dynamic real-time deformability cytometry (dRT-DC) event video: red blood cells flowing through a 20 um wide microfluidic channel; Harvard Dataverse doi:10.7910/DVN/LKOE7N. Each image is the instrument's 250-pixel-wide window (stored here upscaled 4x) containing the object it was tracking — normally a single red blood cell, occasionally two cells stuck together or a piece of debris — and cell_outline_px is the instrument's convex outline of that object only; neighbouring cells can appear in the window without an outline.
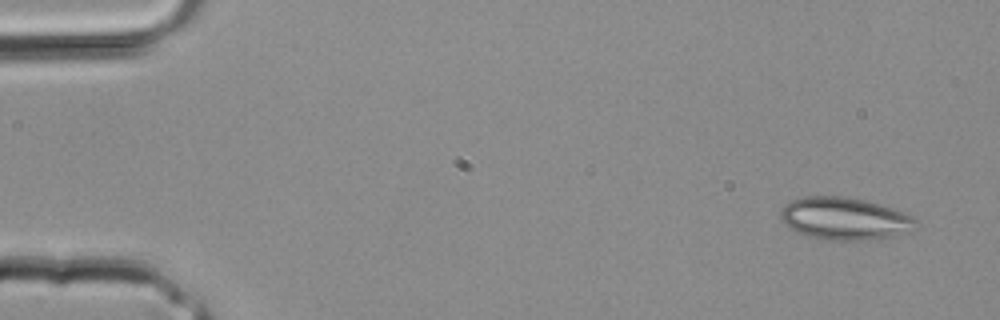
{"species": "common noctule bat (a hibernating species)", "species_latin": "Nyctalus noctula", "temperature_condition": "room temperature", "stored_images_in_passage": 3, "camera_frame_rate_fps": 3000, "um_per_image_px": 0.085, "animal": {"sex": "male", "body_mass_g": 20.4}, "frame": {"image": 1, "passage_image": 1, "time_ms": 0.0, "image_size_px": [1000, 320], "cell_outline_px": [[920, 224], [908, 232], [892, 236], [868, 240], [820, 240], [796, 232], [788, 228], [780, 220], [780, 212], [792, 200], [804, 196], [844, 196], [864, 200], [892, 208], [904, 212], [912, 216]], "centroid_in_image_um": [71.79, 18.59], "position_along_channel_um": 13.2, "area_um2": 33.64}}